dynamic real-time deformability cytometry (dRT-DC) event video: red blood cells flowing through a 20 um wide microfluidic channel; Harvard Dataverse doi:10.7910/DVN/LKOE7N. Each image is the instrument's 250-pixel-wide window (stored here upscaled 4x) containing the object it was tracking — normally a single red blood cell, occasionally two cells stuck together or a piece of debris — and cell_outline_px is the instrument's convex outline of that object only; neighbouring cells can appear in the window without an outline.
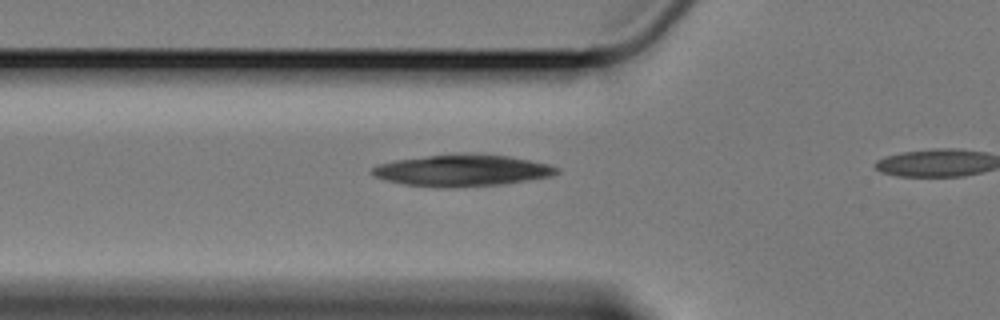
{"species": "Egyptian fruit bat (a non-hibernating species)", "species_latin": "Rousettus aegyptiacus", "temperature_condition": "cold", "stored_images_in_passage": 3, "camera_frame_rate_fps": 3000, "um_per_image_px": 0.085, "animal": {"sex": "female"}, "frame": {"image": 1, "passage_image": 2, "time_ms": 0.333, "image_size_px": [1000, 320], "cell_outline_px": [[560, 172], [552, 176], [528, 180], [500, 184], [440, 188], [404, 184], [384, 180], [368, 172], [376, 164], [392, 160], [428, 156], [472, 152], [480, 152], [508, 156], [548, 164], [560, 168]], "centroid_in_image_um": [39.26, 14.47], "position_along_channel_um": 86.5, "area_um2": 34.33}}